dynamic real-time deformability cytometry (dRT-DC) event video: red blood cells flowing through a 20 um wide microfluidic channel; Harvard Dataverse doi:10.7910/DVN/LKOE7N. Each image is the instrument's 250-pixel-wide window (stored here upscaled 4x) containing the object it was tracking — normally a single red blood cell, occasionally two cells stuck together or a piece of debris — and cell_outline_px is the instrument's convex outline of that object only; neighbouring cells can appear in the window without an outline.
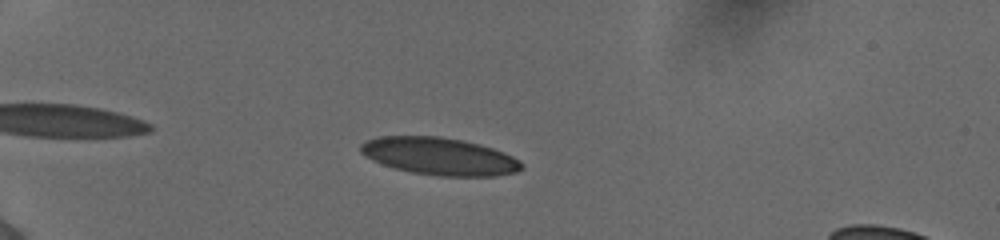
{"species": "human", "species_latin": "Homo sapiens", "temperature_condition": "cold", "stored_images_in_passage": 45, "camera_frame_rate_fps": 3000, "um_per_image_px": 0.085, "donor": {"sex": "female"}, "frame": {"image": 1, "passage_image": 7, "time_ms": 2.0, "image_size_px": [1000, 240], "cell_outline_px": [[524, 168], [516, 172], [496, 176], [440, 176], [412, 172], [396, 168], [372, 160], [364, 156], [360, 152], [360, 144], [376, 136], [440, 136], [464, 140], [480, 144], [504, 152], [520, 160], [524, 164]], "centroid_in_image_um": [37.38, 13.28], "position_along_channel_um": 47.6, "area_um2": 35.26}}
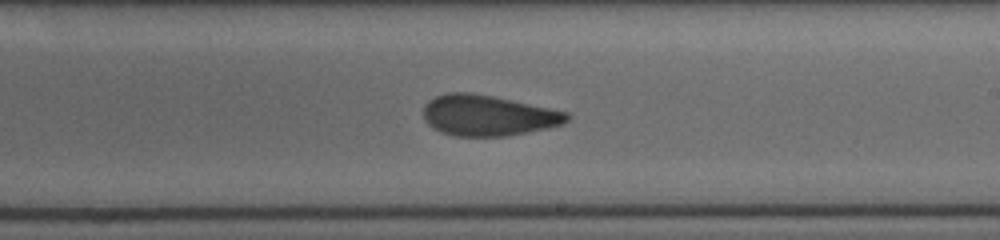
{"frame": {"image": 2, "passage_image": 26, "time_ms": 8.333, "image_size_px": [1000, 240], "cell_outline_px": [[572, 116], [564, 124], [548, 128], [504, 136], [456, 136], [440, 132], [432, 128], [424, 120], [424, 104], [428, 100], [436, 96], [448, 92], [472, 92], [492, 96], [568, 112]], "centroid_in_image_um": [41.46, 9.81], "position_along_channel_um": 247.5, "area_um2": 34.1}}
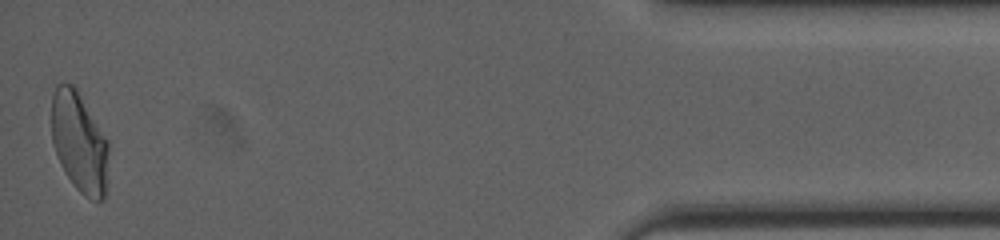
{"frame": {"image": 3, "passage_image": 45, "time_ms": 14.667, "image_size_px": [1000, 240], "cell_outline_px": [[108, 180], [104, 200], [92, 200], [84, 196], [76, 188], [60, 164], [52, 144], [52, 96], [56, 84], [72, 84], [76, 88], [108, 140]], "centroid_in_image_um": [6.76, 12.13], "position_along_channel_um": 428.4, "area_um2": 33.47}, "authors_computed_cell_mechanics": {"area_um2": 34.2176, "velocity_mm_per_s": 3.8806, "shape_relaxation_time_tau1_ms": null, "shape_relaxation_time_tau2_ms": 2.0994, "deformation_change_tau1": null, "deformation_change_tau2": 0.0821}}